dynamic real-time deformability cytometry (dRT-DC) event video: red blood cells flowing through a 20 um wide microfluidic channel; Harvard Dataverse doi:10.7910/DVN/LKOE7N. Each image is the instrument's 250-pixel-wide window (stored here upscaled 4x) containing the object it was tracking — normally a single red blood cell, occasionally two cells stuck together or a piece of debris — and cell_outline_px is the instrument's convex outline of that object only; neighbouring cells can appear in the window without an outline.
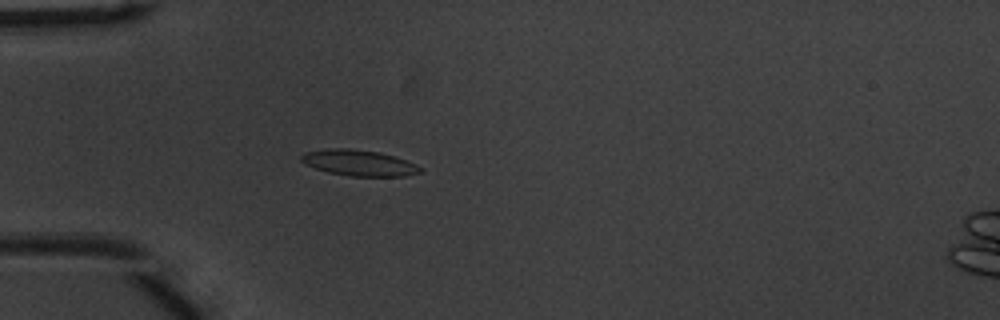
{"species": "common noctule bat (a hibernating species)", "species_latin": "Nyctalus noctula", "temperature_condition": "warm", "stored_images_in_passage": 42, "camera_frame_rate_fps": 3000, "um_per_image_px": 0.085, "animal": {"sex": "male", "body_mass_g": 20.1, "forearm_length_mm": 53.5}, "frame": {"image": 1, "passage_image": 6, "time_ms": 1.667, "image_size_px": [1000, 320], "cell_outline_px": [[424, 172], [404, 176], [348, 176], [328, 172], [304, 164], [300, 160], [300, 156], [304, 152], [328, 148], [348, 148], [380, 152], [416, 164], [424, 168]], "centroid_in_image_um": [30.51, 13.84], "position_along_channel_um": 54.5, "area_um2": 18.09}}
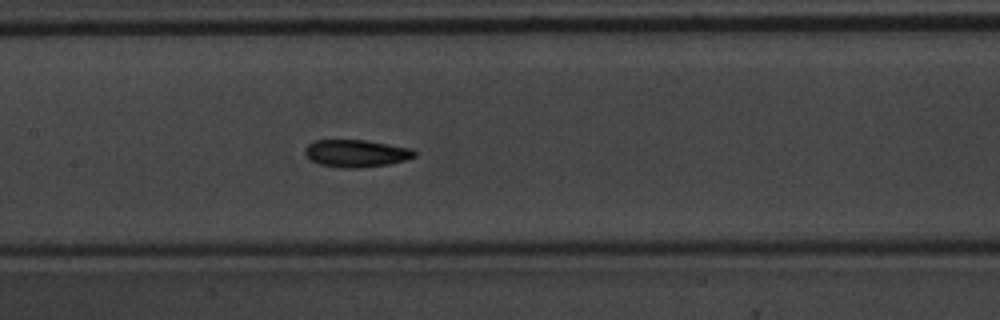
{"frame": {"image": 2, "passage_image": 16, "time_ms": 5.0, "image_size_px": [1000, 320], "cell_outline_px": [[416, 156], [404, 160], [388, 164], [356, 168], [340, 168], [320, 164], [312, 160], [304, 152], [304, 148], [308, 144], [316, 140], [364, 140], [412, 148], [416, 152]], "centroid_in_image_um": [30.27, 13.03], "position_along_channel_um": 177.1, "area_um2": 17.34}}
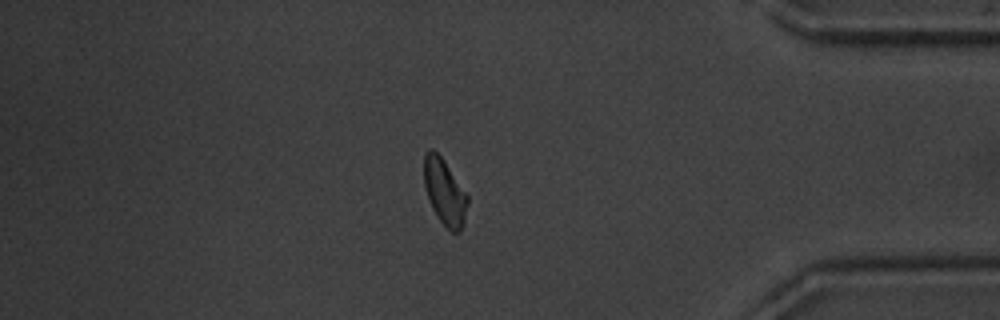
{"frame": {"image": 3, "passage_image": 35, "time_ms": 11.333, "image_size_px": [1000, 320], "cell_outline_px": [[468, 204], [464, 224], [460, 232], [452, 232], [436, 216], [432, 208], [424, 184], [424, 152], [428, 148], [432, 148], [444, 160], [468, 196]], "centroid_in_image_um": [37.79, 16.31], "position_along_channel_um": 397.4, "area_um2": 16.7}, "authors_computed_cell_mechanics": {"area_um2": 17.051, "velocity_mm_per_s": 3.9273, "shape_relaxation_time_tau1_ms": 2.725, "shape_relaxation_time_tau2_ms": 2.7474, "deformation_change_tau1": 0.1043, "deformation_change_tau2": 0.0811}}